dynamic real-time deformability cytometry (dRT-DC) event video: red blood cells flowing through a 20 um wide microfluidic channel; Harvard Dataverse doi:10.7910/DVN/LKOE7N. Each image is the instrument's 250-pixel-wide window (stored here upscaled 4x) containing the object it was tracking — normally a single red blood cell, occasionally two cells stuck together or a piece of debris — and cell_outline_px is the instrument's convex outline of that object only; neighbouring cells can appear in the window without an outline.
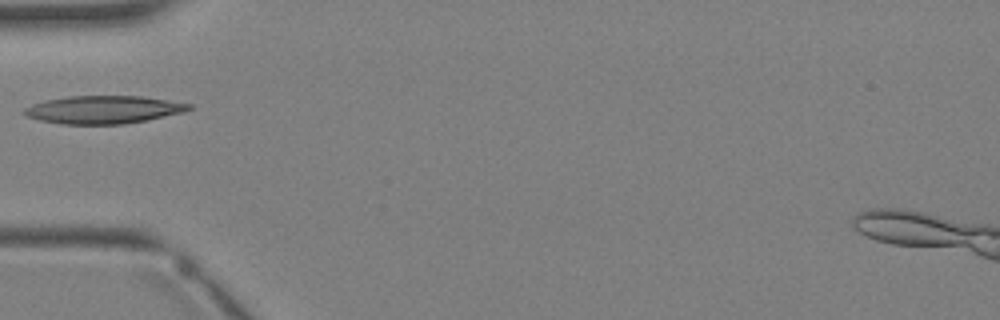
{"species": "Egyptian fruit bat (a non-hibernating species)", "species_latin": "Rousettus aegyptiacus", "temperature_condition": "warm", "stored_images_in_passage": 3, "camera_frame_rate_fps": 3000, "um_per_image_px": 0.085, "animal": {"sex": "female"}, "frame": {"image": 1, "passage_image": 3, "time_ms": 2.667, "image_size_px": [1000, 320], "cell_outline_px": [[192, 108], [184, 112], [124, 124], [60, 124], [40, 120], [28, 116], [20, 112], [24, 108], [32, 104], [44, 100], [68, 96], [140, 96], [168, 100], [192, 104]], "centroid_in_image_um": [8.75, 9.31], "position_along_channel_um": 76.2, "area_um2": 26.7}}